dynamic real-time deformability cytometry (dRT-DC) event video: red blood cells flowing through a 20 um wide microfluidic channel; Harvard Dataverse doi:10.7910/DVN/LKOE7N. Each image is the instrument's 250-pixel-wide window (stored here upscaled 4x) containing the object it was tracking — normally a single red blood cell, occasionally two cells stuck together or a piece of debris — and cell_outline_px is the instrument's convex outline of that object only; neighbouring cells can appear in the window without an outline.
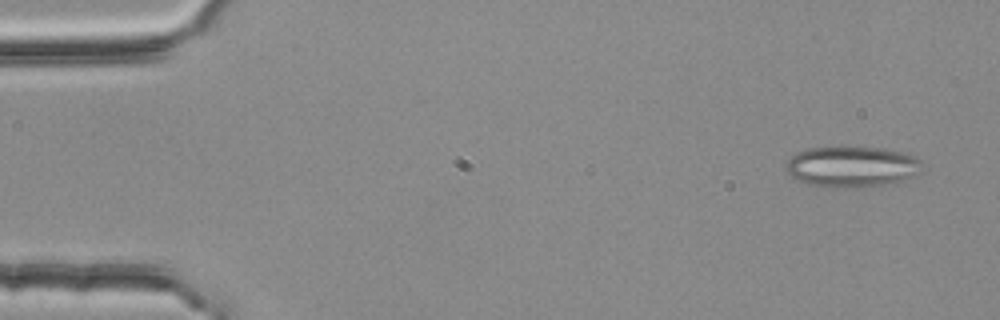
{"species": "common noctule bat (a hibernating species)", "species_latin": "Nyctalus noctula", "temperature_condition": "room temperature", "stored_images_in_passage": 54, "segment_of_instrument_passage": [1, 2], "camera_frame_rate_fps": 3000, "um_per_image_px": 0.085, "animal": {"sex": "female", "body_mass_g": 25.1}, "frame": {"image": 1, "passage_image": 3, "time_ms": 0.667, "image_size_px": [1000, 320], "cell_outline_px": [[924, 164], [920, 172], [916, 176], [904, 180], [864, 188], [848, 188], [808, 184], [796, 180], [784, 168], [788, 160], [796, 152], [808, 148], [880, 148], [908, 152], [924, 160]], "centroid_in_image_um": [72.49, 14.17], "position_along_channel_um": 12.5, "area_um2": 32.71}}